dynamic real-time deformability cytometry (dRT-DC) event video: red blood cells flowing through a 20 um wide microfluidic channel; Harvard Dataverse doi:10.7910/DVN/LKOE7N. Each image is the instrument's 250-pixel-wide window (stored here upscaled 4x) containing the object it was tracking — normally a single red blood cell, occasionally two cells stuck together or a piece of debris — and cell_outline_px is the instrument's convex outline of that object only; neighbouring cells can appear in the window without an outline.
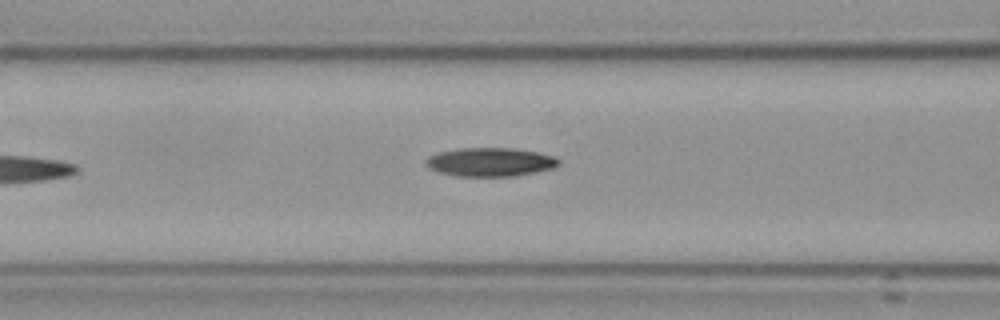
{"species": "Egyptian fruit bat (a non-hibernating species)", "species_latin": "Rousettus aegyptiacus", "temperature_condition": "cold", "stored_images_in_passage": 6, "camera_frame_rate_fps": 3000, "um_per_image_px": 0.085, "frame": {"image": 1, "passage_image": 6, "time_ms": 6.667, "image_size_px": [1000, 320], "cell_outline_px": [[560, 160], [552, 168], [512, 176], [456, 176], [440, 172], [432, 168], [428, 164], [428, 156], [440, 152], [460, 148], [512, 148], [536, 152], [552, 156]], "centroid_in_image_um": [41.66, 13.76], "position_along_channel_um": 124.9, "area_um2": 21.56}}